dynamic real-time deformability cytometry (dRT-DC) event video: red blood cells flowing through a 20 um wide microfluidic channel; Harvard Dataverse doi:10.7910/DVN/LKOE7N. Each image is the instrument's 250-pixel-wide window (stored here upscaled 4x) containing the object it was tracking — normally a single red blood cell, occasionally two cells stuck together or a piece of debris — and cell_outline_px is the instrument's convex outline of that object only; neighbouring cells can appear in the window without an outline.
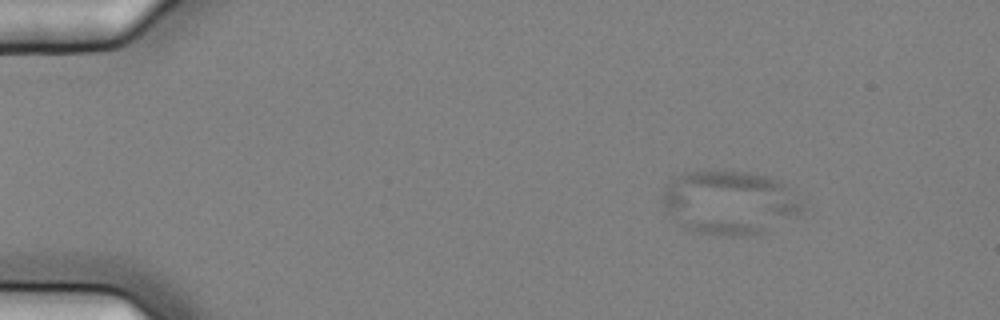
{"species": "common noctule bat (a hibernating species)", "species_latin": "Nyctalus noctula", "temperature_condition": "cold", "stored_images_in_passage": 5, "camera_frame_rate_fps": 3000, "um_per_image_px": 0.085, "animal": {"sex": "female", "body_mass_g": 25.1}, "frame": {"image": 1, "passage_image": 2, "time_ms": 0.333, "image_size_px": [1000, 320], "cell_outline_px": [[800, 212], [768, 232], [756, 236], [728, 236], [696, 232], [684, 228], [664, 216], [660, 200], [668, 184], [672, 180], [684, 172], [748, 172], [768, 176], [780, 180], [788, 188], [800, 204]], "centroid_in_image_um": [61.92, 17.26], "position_along_channel_um": 23.1, "area_um2": 52.14}}
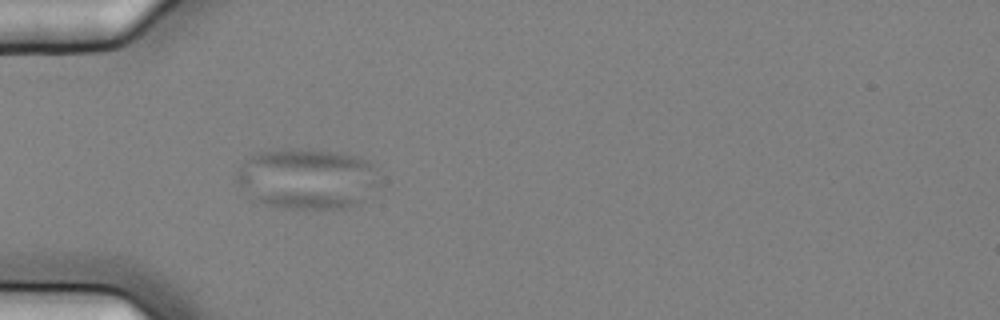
{"frame": {"image": 2, "passage_image": 5, "time_ms": 1.333, "image_size_px": [1000, 320], "cell_outline_px": [[376, 184], [360, 204], [348, 208], [284, 208], [264, 204], [252, 200], [236, 184], [236, 172], [252, 156], [260, 152], [288, 148], [300, 148], [344, 152], [360, 156], [372, 160]], "centroid_in_image_um": [26.08, 15.18], "position_along_channel_um": 58.9, "area_um2": 50.75}}